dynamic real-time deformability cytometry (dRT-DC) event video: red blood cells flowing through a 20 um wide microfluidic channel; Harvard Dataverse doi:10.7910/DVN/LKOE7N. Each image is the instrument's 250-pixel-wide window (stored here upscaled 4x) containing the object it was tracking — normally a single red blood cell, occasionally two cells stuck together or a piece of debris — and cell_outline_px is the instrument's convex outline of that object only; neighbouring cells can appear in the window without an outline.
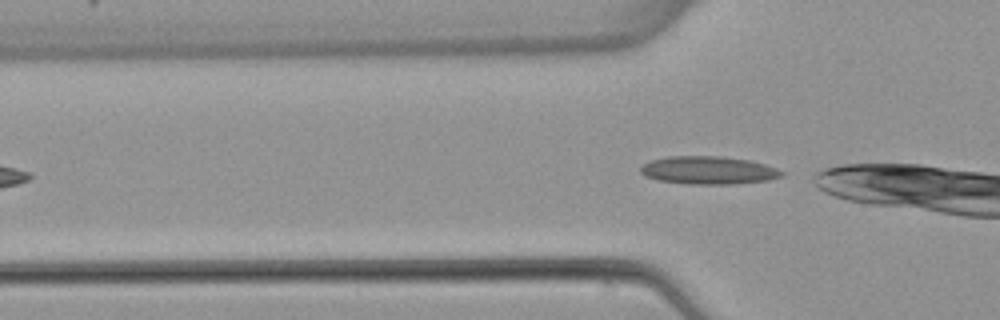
{"species": "common noctule bat (a hibernating species)", "species_latin": "Nyctalus noctula", "temperature_condition": "warm", "stored_images_in_passage": 3, "camera_frame_rate_fps": 3000, "um_per_image_px": 0.085, "animal": {"sex": "female", "body_mass_g": 22.7, "forearm_length_mm": 54.2}, "frame": {"image": 1, "passage_image": 3, "time_ms": 2.667, "image_size_px": [1000, 320], "cell_outline_px": [[784, 176], [768, 180], [732, 184], [688, 184], [656, 180], [644, 176], [640, 172], [640, 168], [644, 164], [652, 160], [668, 156], [720, 156], [748, 160], [764, 164], [776, 168], [784, 172]], "centroid_in_image_um": [60.2, 14.48], "position_along_channel_um": 65.6, "area_um2": 23.0}}